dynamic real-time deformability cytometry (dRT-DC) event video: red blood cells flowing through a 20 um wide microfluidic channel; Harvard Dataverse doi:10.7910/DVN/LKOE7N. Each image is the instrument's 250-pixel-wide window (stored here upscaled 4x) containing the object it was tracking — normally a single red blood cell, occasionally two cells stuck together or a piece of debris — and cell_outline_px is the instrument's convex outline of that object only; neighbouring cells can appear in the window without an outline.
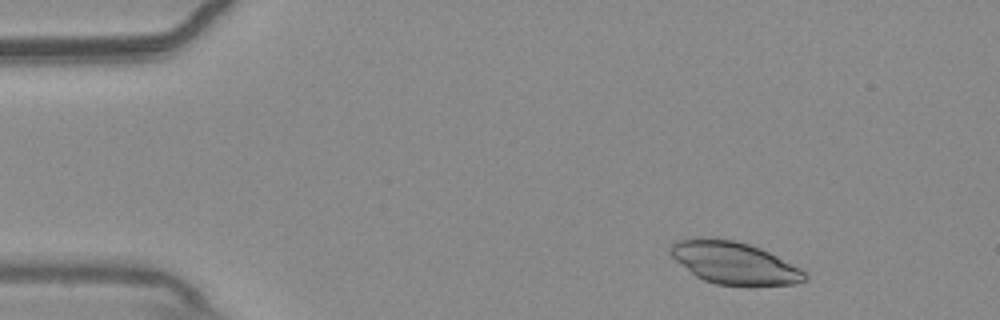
{"species": "common noctule bat (a hibernating species)", "species_latin": "Nyctalus noctula", "temperature_condition": "warm", "stored_images_in_passage": 52, "camera_frame_rate_fps": 3000, "um_per_image_px": 0.085, "animal": {"sex": "male", "body_mass_g": 20.4}, "frame": {"image": 1, "passage_image": 5, "time_ms": 1.333, "image_size_px": [1000, 320], "cell_outline_px": [[808, 280], [796, 284], [752, 288], [748, 288], [716, 284], [704, 280], [696, 276], [676, 260], [668, 252], [668, 248], [676, 240], [700, 236], [736, 240], [760, 248], [800, 268], [808, 276]], "centroid_in_image_um": [62.41, 22.38], "position_along_channel_um": 22.6, "area_um2": 33.99}}